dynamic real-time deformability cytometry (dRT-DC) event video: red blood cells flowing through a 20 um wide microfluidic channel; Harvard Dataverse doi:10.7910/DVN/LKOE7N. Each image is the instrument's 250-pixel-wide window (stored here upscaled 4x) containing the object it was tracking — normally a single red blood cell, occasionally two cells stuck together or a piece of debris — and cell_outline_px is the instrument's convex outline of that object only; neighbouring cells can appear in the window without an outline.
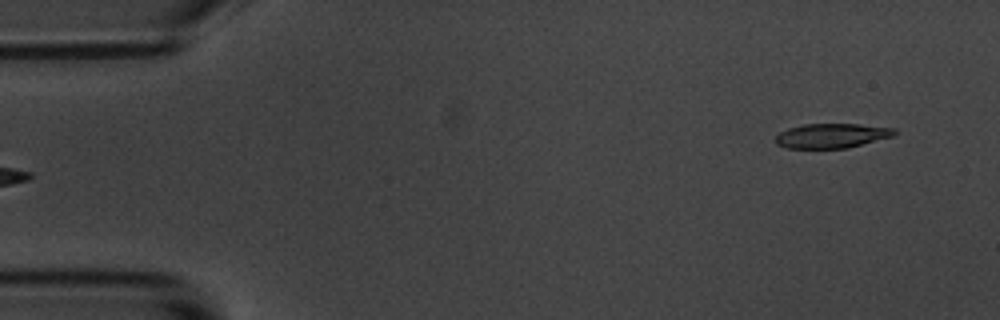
{"species": "common noctule bat (a hibernating species)", "species_latin": "Nyctalus noctula", "temperature_condition": "room temperature", "stored_images_in_passage": 4, "segment_of_instrument_passage": [2, 2], "camera_frame_rate_fps": 3000, "um_per_image_px": 0.085, "animal": {"sex": "male", "body_mass_g": 20.1, "forearm_length_mm": 53.5}, "frame": {"image": 1, "passage_image": 4, "time_ms": 3.667, "image_size_px": [1000, 320], "cell_outline_px": [[896, 136], [848, 148], [788, 148], [776, 144], [776, 136], [780, 132], [788, 128], [804, 124], [860, 124], [896, 128]], "centroid_in_image_um": [70.75, 11.53], "position_along_channel_um": 14.2, "area_um2": 17.17}}